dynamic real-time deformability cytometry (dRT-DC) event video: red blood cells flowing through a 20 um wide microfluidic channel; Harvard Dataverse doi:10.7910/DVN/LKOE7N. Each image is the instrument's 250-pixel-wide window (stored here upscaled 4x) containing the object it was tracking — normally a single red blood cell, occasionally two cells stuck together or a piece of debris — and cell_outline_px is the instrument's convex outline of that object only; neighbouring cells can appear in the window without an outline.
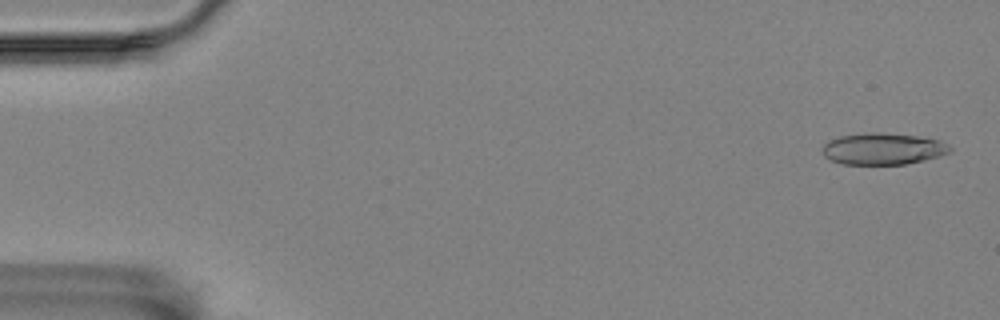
{"species": "Egyptian fruit bat (a non-hibernating species)", "species_latin": "Rousettus aegyptiacus", "temperature_condition": "room temperature", "stored_images_in_passage": 5, "camera_frame_rate_fps": 3000, "um_per_image_px": 0.085, "animal": {"sex": "female"}, "frame": {"image": 1, "passage_image": 1, "time_ms": 0.0, "image_size_px": [1000, 320], "cell_outline_px": [[952, 148], [948, 152], [940, 156], [924, 160], [904, 164], [844, 164], [832, 160], [824, 156], [824, 144], [828, 140], [840, 136], [864, 132], [880, 132], [916, 136], [940, 140], [948, 144]], "centroid_in_image_um": [75.06, 12.64], "position_along_channel_um": 9.9, "area_um2": 23.41}}